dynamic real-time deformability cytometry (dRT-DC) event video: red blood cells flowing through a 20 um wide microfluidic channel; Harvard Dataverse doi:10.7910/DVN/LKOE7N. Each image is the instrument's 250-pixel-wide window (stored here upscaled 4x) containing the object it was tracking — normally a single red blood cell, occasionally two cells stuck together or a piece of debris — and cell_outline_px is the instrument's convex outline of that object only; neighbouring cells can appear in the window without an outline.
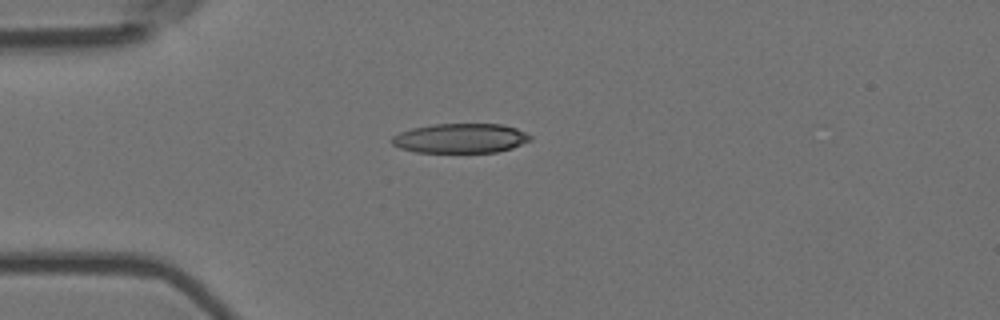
{"species": "Egyptian fruit bat (a non-hibernating species)", "species_latin": "Rousettus aegyptiacus", "temperature_condition": "room temperature", "stored_images_in_passage": 4, "camera_frame_rate_fps": 3000, "um_per_image_px": 0.085, "animal": {"sex": "female"}, "frame": {"image": 1, "passage_image": 1, "time_ms": 0.0, "image_size_px": [1000, 320], "cell_outline_px": [[532, 140], [512, 148], [496, 152], [416, 152], [400, 148], [392, 144], [388, 140], [392, 136], [400, 132], [412, 128], [432, 124], [504, 124], [516, 128], [532, 136]], "centroid_in_image_um": [39.13, 11.75], "position_along_channel_um": 45.9, "area_um2": 23.99}}
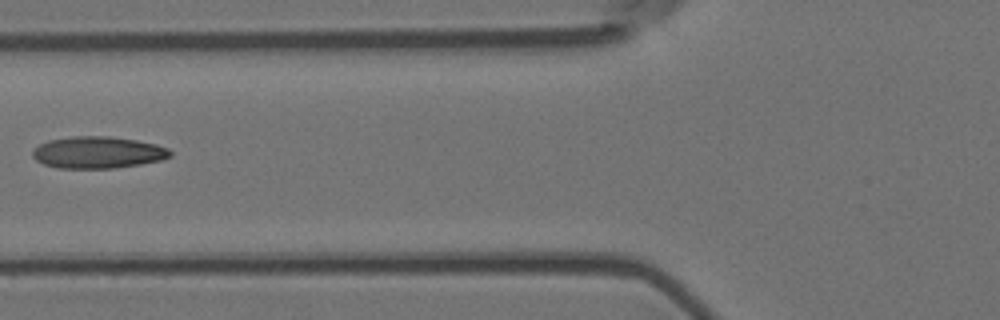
{"frame": {"image": 2, "passage_image": 3, "time_ms": 0.667, "image_size_px": [1000, 320], "cell_outline_px": [[172, 156], [160, 160], [140, 164], [116, 168], [56, 168], [44, 164], [36, 160], [32, 156], [32, 152], [40, 144], [48, 140], [72, 136], [108, 136], [136, 140], [156, 144], [168, 148], [172, 152]], "centroid_in_image_um": [8.32, 12.96], "position_along_channel_um": 117.5, "area_um2": 25.55}}
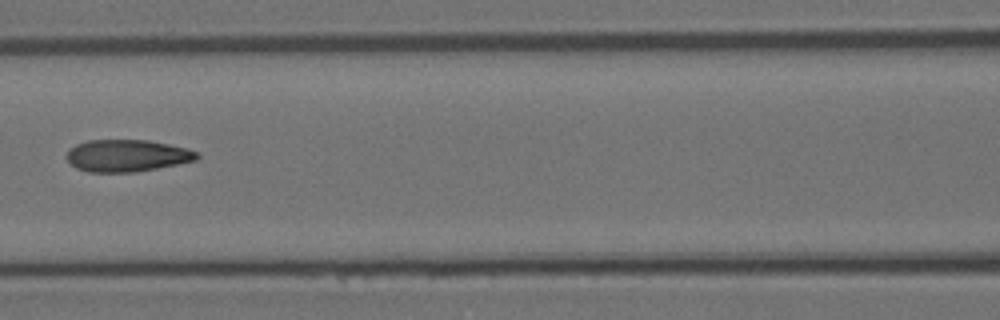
{"frame": {"image": 3, "passage_image": 4, "time_ms": 1.0, "image_size_px": [1000, 320], "cell_outline_px": [[200, 156], [196, 160], [136, 172], [88, 172], [76, 168], [64, 156], [76, 144], [88, 140], [148, 140], [188, 148], [196, 152]], "centroid_in_image_um": [10.78, 13.23], "position_along_channel_um": 155.8, "area_um2": 24.22}}